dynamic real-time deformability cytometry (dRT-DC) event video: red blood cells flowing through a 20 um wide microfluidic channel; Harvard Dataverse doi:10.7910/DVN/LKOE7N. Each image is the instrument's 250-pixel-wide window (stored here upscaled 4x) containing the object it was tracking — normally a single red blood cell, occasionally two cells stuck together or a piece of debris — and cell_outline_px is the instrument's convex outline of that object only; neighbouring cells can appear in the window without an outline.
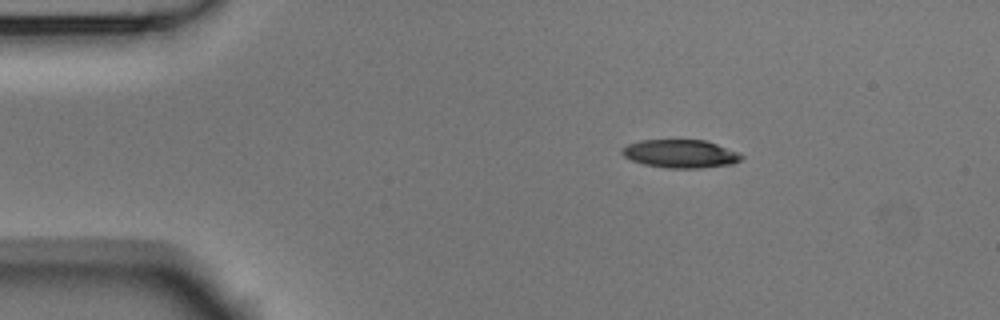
{"species": "Egyptian fruit bat (a non-hibernating species)", "species_latin": "Rousettus aegyptiacus", "temperature_condition": "room temperature", "stored_images_in_passage": 2, "camera_frame_rate_fps": 3000, "um_per_image_px": 0.085, "animal": {"sex": "male"}, "frame": {"image": 1, "passage_image": 1, "time_ms": 0.0, "image_size_px": [1000, 320], "cell_outline_px": [[744, 156], [740, 160], [732, 164], [700, 168], [668, 168], [644, 164], [632, 160], [624, 156], [620, 152], [620, 148], [628, 144], [640, 140], [704, 140], [716, 144], [736, 152]], "centroid_in_image_um": [57.79, 13.07], "position_along_channel_um": 27.2, "area_um2": 19.48}}